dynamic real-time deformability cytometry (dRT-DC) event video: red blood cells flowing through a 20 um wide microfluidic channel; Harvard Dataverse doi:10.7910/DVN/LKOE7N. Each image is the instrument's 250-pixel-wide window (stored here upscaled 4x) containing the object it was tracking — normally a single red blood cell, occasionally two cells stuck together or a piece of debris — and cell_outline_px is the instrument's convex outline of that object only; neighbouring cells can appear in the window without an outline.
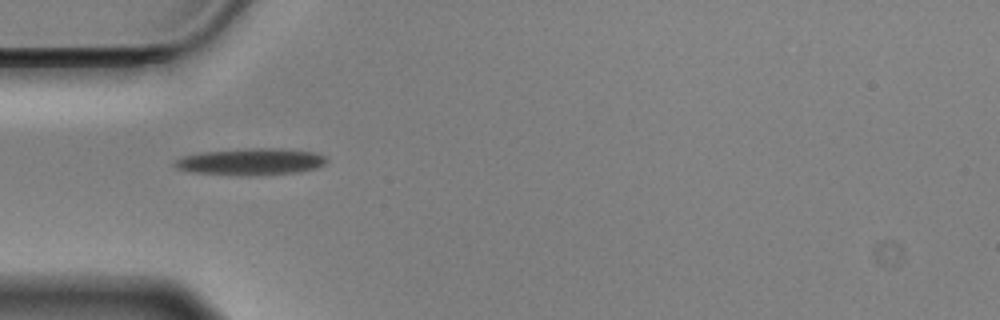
{"species": "Egyptian fruit bat (a non-hibernating species)", "species_latin": "Rousettus aegyptiacus", "temperature_condition": "cold", "stored_images_in_passage": 41, "camera_frame_rate_fps": 3000, "um_per_image_px": 0.085, "animal": {"sex": "male"}, "frame": {"image": 1, "passage_image": 1, "time_ms": 0.0, "image_size_px": [1000, 320], "cell_outline_px": [[328, 160], [324, 164], [316, 168], [296, 172], [252, 176], [244, 176], [192, 172], [176, 168], [172, 164], [176, 160], [184, 156], [200, 152], [248, 148], [280, 148], [312, 152], [324, 156]], "centroid_in_image_um": [21.29, 13.75], "position_along_channel_um": 63.7, "area_um2": 23.7}}
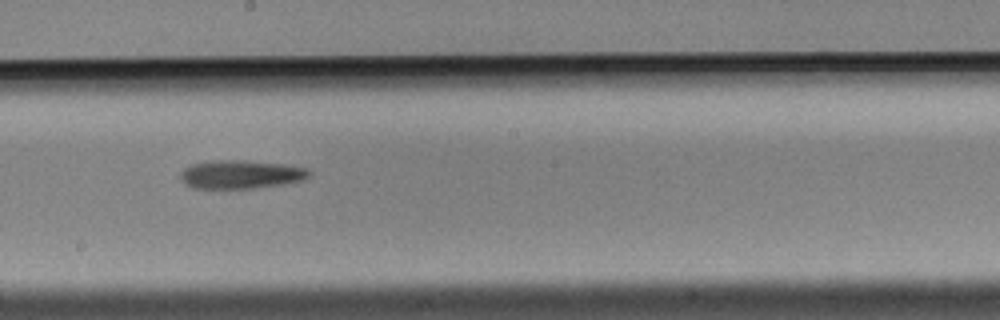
{"frame": {"image": 2, "passage_image": 15, "time_ms": 4.667, "image_size_px": [1000, 320], "cell_outline_px": [[312, 172], [304, 180], [284, 184], [252, 188], [192, 188], [184, 184], [180, 180], [180, 172], [184, 168], [192, 164], [212, 160], [244, 160], [284, 164], [308, 168]], "centroid_in_image_um": [20.46, 14.82], "position_along_channel_um": 227.7, "area_um2": 21.56}}
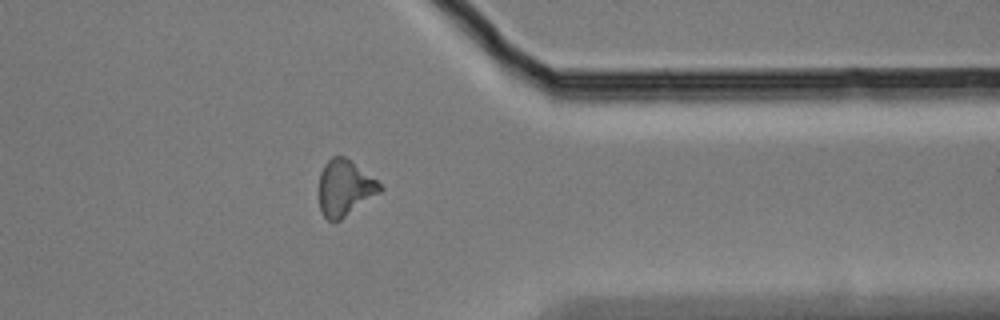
{"frame": {"image": 3, "passage_image": 29, "time_ms": 9.333, "image_size_px": [1000, 320], "cell_outline_px": [[384, 188], [380, 192], [340, 220], [328, 220], [324, 216], [320, 208], [320, 172], [324, 164], [332, 156], [344, 156], [376, 180]], "centroid_in_image_um": [29.29, 15.97], "position_along_channel_um": 382.1, "area_um2": 19.42}, "authors_computed_cell_mechanics": {"area_um2": 20.2878, "velocity_mm_per_s": 3.5179, "shape_relaxation_time_tau1_ms": 6.4298, "shape_relaxation_time_tau2_ms": null, "deformation_change_tau1": 0.1428, "deformation_change_tau2": null}}